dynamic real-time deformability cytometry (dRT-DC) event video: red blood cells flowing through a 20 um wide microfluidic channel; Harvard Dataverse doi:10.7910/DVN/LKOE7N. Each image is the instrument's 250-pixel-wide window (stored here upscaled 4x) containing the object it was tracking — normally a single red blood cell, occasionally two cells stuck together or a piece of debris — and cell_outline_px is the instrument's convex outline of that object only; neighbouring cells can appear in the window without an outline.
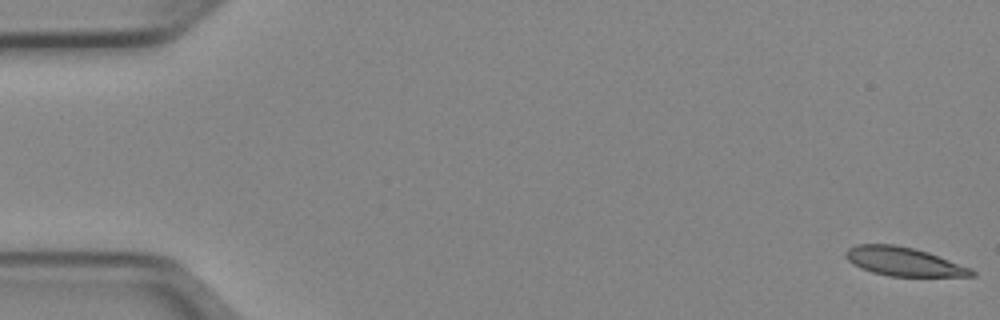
{"species": "Egyptian fruit bat (a non-hibernating species)", "species_latin": "Rousettus aegyptiacus", "temperature_condition": "cold", "stored_images_in_passage": 51, "camera_frame_rate_fps": 3000, "um_per_image_px": 0.085, "animal": {"sex": "female"}, "frame": {"image": 1, "passage_image": 1, "time_ms": 0.0, "image_size_px": [1000, 320], "cell_outline_px": [[976, 276], [888, 276], [872, 272], [860, 268], [852, 264], [844, 256], [844, 252], [848, 248], [856, 244], [892, 244], [912, 248], [928, 252], [972, 268], [976, 272]], "centroid_in_image_um": [76.79, 22.23], "position_along_channel_um": 8.2, "area_um2": 21.15}}
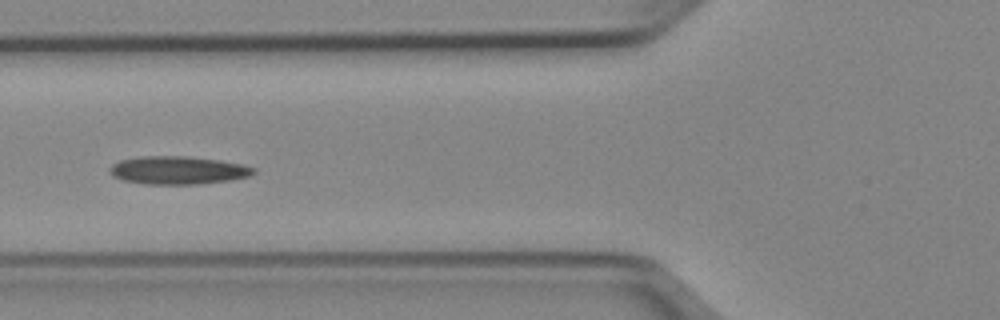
{"frame": {"image": 2, "passage_image": 20, "time_ms": 6.333, "image_size_px": [1000, 320], "cell_outline_px": [[256, 172], [252, 176], [232, 180], [196, 184], [144, 184], [124, 180], [112, 176], [108, 172], [108, 168], [112, 164], [120, 160], [140, 156], [188, 156], [220, 160], [244, 164], [256, 168]], "centroid_in_image_um": [15.15, 14.47], "position_along_channel_um": 110.6, "area_um2": 23.87}}
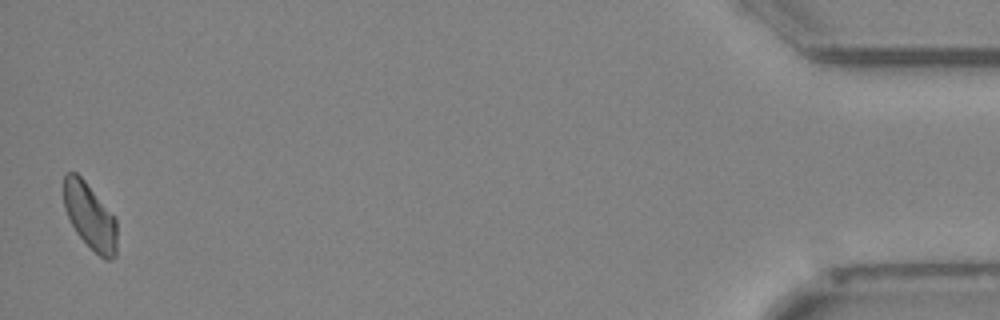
{"frame": {"image": 3, "passage_image": 51, "time_ms": 16.667, "image_size_px": [1000, 320], "cell_outline_px": [[116, 256], [108, 260], [104, 260], [76, 232], [64, 208], [64, 176], [68, 172], [76, 172], [84, 180], [116, 220]], "centroid_in_image_um": [7.63, 18.39], "position_along_channel_um": 427.6, "area_um2": 19.88}}